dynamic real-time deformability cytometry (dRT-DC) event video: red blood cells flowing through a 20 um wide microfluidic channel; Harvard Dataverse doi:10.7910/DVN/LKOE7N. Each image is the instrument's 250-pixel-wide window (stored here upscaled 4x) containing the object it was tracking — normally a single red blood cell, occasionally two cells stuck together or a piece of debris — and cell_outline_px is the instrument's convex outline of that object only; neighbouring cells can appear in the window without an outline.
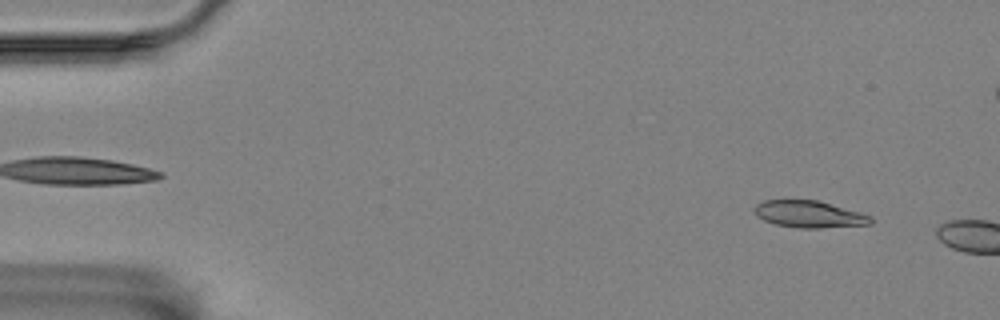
{"species": "Egyptian fruit bat (a non-hibernating species)", "species_latin": "Rousettus aegyptiacus", "temperature_condition": "room temperature", "stored_images_in_passage": 6, "camera_frame_rate_fps": 3000, "um_per_image_px": 0.085, "animal": {"sex": "female"}, "frame": {"image": 1, "passage_image": 2, "time_ms": 0.333, "image_size_px": [1000, 320], "cell_outline_px": [[872, 224], [820, 228], [800, 228], [776, 224], [764, 220], [756, 216], [756, 204], [764, 200], [816, 200], [860, 212], [872, 216]], "centroid_in_image_um": [68.8, 18.21], "position_along_channel_um": 16.2, "area_um2": 18.03}}